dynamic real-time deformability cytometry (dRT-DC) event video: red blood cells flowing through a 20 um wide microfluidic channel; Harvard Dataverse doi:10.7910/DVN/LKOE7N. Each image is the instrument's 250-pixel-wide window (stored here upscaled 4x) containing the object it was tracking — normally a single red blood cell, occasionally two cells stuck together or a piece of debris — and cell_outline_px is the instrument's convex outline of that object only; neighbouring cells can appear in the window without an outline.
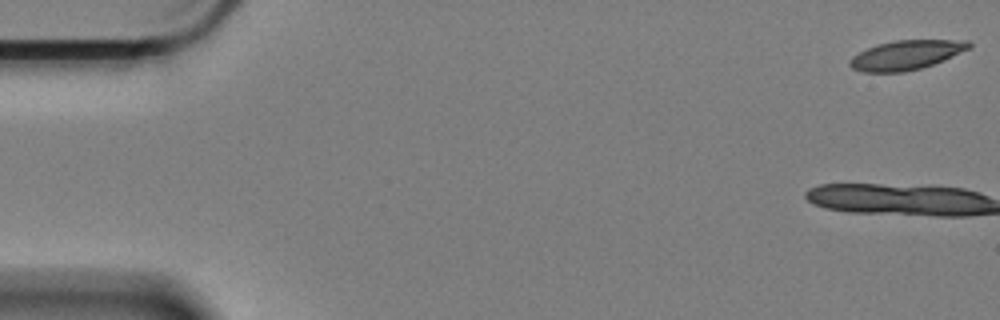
{"species": "Egyptian fruit bat (a non-hibernating species)", "species_latin": "Rousettus aegyptiacus", "temperature_condition": "cold", "stored_images_in_passage": 13, "camera_frame_rate_fps": 3000, "um_per_image_px": 0.085, "animal": {"sex": "female"}, "frame": {"image": 1, "passage_image": 1, "time_ms": 0.0, "image_size_px": [1000, 320], "cell_outline_px": [[972, 48], [944, 60], [920, 68], [904, 72], [864, 72], [852, 68], [848, 64], [848, 60], [852, 56], [876, 44], [896, 40], [968, 40], [972, 44]], "centroid_in_image_um": [77.04, 4.67], "position_along_channel_um": 8.0, "area_um2": 20.46}}